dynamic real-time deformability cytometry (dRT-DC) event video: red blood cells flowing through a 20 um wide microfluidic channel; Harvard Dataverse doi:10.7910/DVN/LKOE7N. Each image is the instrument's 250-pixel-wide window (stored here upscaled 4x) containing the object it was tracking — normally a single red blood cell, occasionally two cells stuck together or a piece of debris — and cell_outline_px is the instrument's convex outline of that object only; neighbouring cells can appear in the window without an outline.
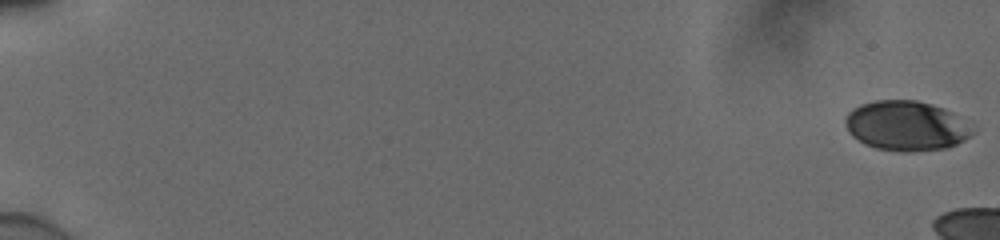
{"species": "human", "species_latin": "Homo sapiens", "temperature_condition": "cold", "stored_images_in_passage": 11, "camera_frame_rate_fps": 3000, "um_per_image_px": 0.085, "donor": {"sex": "male"}, "frame": {"image": 1, "passage_image": 1, "time_ms": 0.0, "image_size_px": [1000, 240], "cell_outline_px": [[972, 132], [964, 140], [948, 148], [908, 152], [904, 152], [876, 148], [864, 144], [852, 136], [848, 132], [844, 120], [848, 112], [852, 108], [860, 104], [876, 100], [916, 100], [932, 104], [944, 108], [972, 120]], "centroid_in_image_um": [77.06, 10.68], "position_along_channel_um": 7.9, "area_um2": 37.51}}